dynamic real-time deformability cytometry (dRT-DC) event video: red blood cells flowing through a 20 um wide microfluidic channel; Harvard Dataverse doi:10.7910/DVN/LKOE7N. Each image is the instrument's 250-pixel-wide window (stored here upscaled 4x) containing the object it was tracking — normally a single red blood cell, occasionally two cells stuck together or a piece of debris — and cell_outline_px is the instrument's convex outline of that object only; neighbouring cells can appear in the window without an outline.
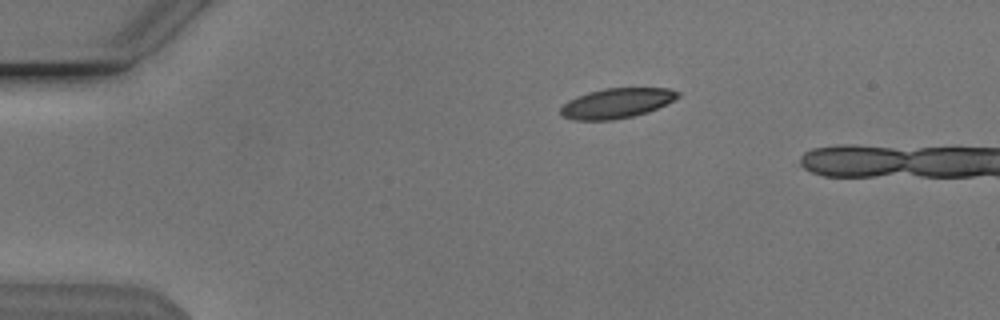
{"species": "Egyptian fruit bat (a non-hibernating species)", "species_latin": "Rousettus aegyptiacus", "temperature_condition": "cold", "stored_images_in_passage": 6, "camera_frame_rate_fps": 3000, "um_per_image_px": 0.085, "animal": {"sex": "male"}, "frame": {"image": 1, "passage_image": 1, "time_ms": 0.0, "image_size_px": [1000, 320], "cell_outline_px": [[680, 96], [648, 112], [632, 116], [612, 120], [572, 120], [560, 116], [560, 108], [568, 100], [588, 92], [604, 88], [668, 88], [680, 92]], "centroid_in_image_um": [52.37, 8.77], "position_along_channel_um": 32.6, "area_um2": 20.4}}